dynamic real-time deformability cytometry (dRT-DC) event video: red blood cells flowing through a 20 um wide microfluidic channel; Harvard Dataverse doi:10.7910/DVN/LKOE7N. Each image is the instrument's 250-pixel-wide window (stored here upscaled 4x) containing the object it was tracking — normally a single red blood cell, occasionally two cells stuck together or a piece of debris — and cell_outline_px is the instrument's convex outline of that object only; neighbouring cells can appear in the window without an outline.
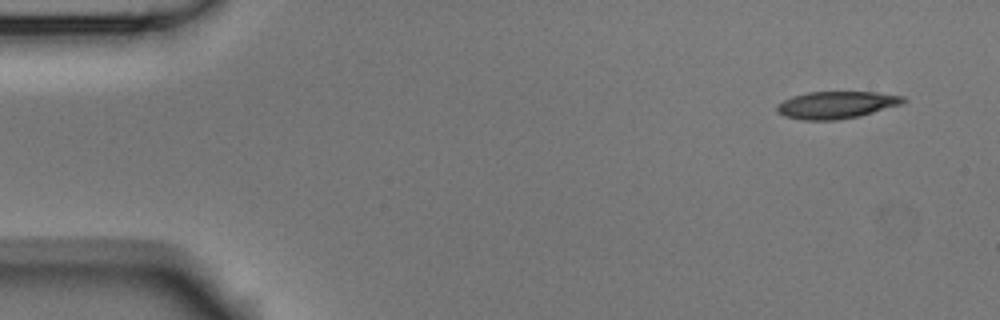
{"species": "Egyptian fruit bat (a non-hibernating species)", "species_latin": "Rousettus aegyptiacus", "temperature_condition": "room temperature", "stored_images_in_passage": 4, "camera_frame_rate_fps": 3000, "um_per_image_px": 0.085, "animal": {"sex": "male"}, "frame": {"image": 1, "passage_image": 1, "time_ms": 0.0, "image_size_px": [1000, 320], "cell_outline_px": [[908, 100], [904, 104], [860, 116], [836, 120], [804, 120], [784, 116], [776, 112], [776, 104], [792, 96], [808, 92], [876, 92], [904, 96]], "centroid_in_image_um": [71.11, 8.92], "position_along_channel_um": 13.9, "area_um2": 20.29}}
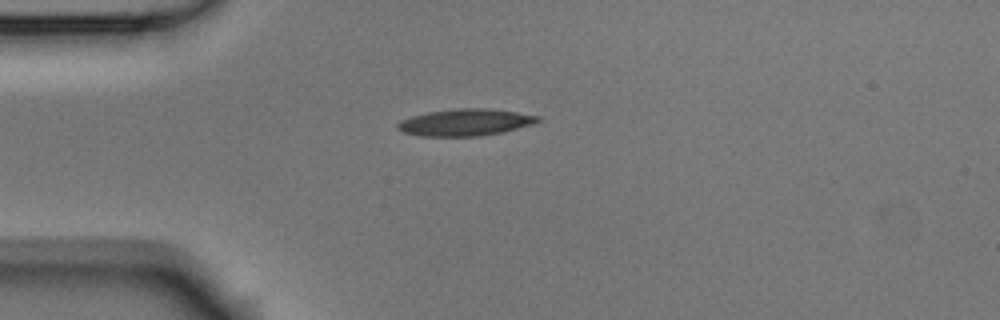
{"frame": {"image": 2, "passage_image": 4, "time_ms": 1.0, "image_size_px": [1000, 320], "cell_outline_px": [[544, 120], [532, 124], [504, 132], [480, 136], [420, 136], [400, 132], [396, 128], [396, 124], [400, 120], [412, 116], [428, 112], [456, 108], [488, 108], [516, 112], [540, 116]], "centroid_in_image_um": [39.54, 10.4], "position_along_channel_um": 45.5, "area_um2": 22.2}}